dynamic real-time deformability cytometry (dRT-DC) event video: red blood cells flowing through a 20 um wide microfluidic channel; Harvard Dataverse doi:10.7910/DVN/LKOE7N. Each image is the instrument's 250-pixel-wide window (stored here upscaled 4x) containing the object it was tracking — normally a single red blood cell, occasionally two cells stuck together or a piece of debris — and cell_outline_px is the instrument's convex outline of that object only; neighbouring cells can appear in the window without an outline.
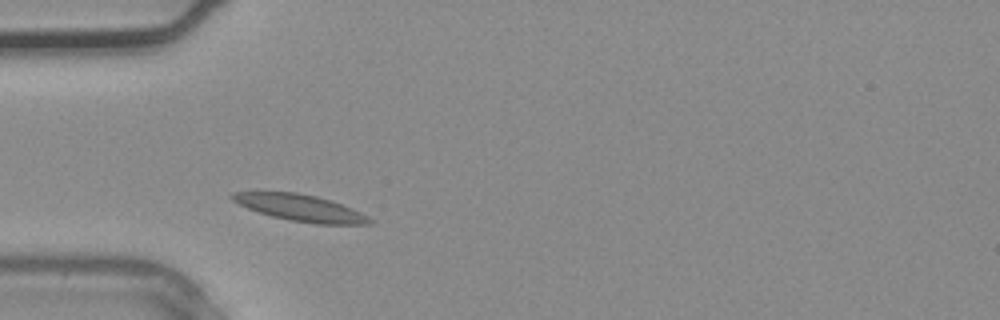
{"species": "common noctule bat (a hibernating species)", "species_latin": "Nyctalus noctula", "temperature_condition": "warm", "stored_images_in_passage": 31, "camera_frame_rate_fps": 3000, "um_per_image_px": 0.085, "animal": {"sex": "male", "body_mass_g": 20.4}, "frame": {"image": 1, "passage_image": 5, "time_ms": 1.333, "image_size_px": [1000, 320], "cell_outline_px": [[372, 224], [316, 224], [288, 220], [272, 216], [248, 208], [232, 200], [228, 196], [232, 192], [296, 192], [316, 196], [332, 200], [352, 208], [368, 216], [372, 220]], "centroid_in_image_um": [25.54, 17.66], "position_along_channel_um": 59.5, "area_um2": 21.21}}